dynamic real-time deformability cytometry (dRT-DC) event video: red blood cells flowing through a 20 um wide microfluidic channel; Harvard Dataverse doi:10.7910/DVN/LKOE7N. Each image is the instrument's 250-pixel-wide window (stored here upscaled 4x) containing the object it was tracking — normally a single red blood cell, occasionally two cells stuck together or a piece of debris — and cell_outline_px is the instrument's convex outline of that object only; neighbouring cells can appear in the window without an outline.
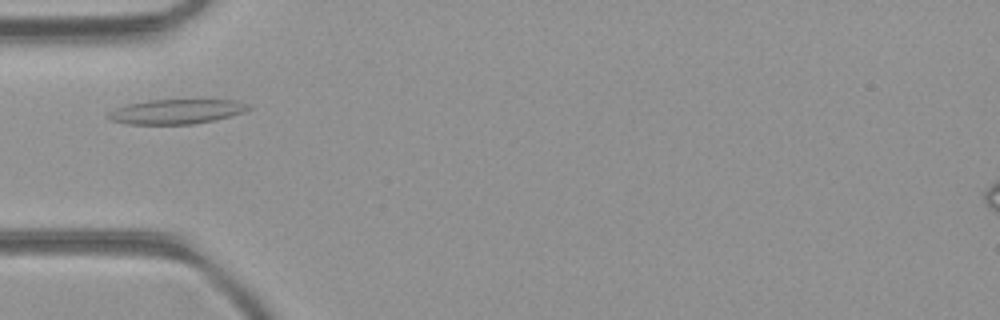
{"species": "common noctule bat (a hibernating species)", "species_latin": "Nyctalus noctula", "temperature_condition": "room temperature", "stored_images_in_passage": 38, "camera_frame_rate_fps": 3000, "um_per_image_px": 0.085, "animal": {"sex": "female", "body_mass_g": 21.9}, "frame": {"image": 1, "passage_image": 5, "time_ms": 1.333, "image_size_px": [1000, 320], "cell_outline_px": [[252, 108], [244, 112], [232, 116], [216, 120], [192, 124], [128, 124], [112, 120], [104, 116], [108, 112], [116, 108], [128, 104], [148, 100], [236, 100], [248, 104]], "centroid_in_image_um": [15.01, 9.49], "position_along_channel_um": 70.0, "area_um2": 20.23}}
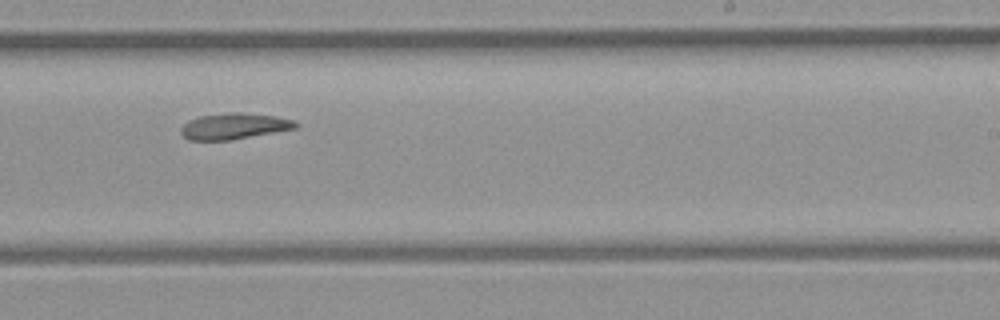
{"frame": {"image": 2, "passage_image": 19, "time_ms": 6.0, "image_size_px": [1000, 320], "cell_outline_px": [[300, 124], [296, 128], [232, 140], [188, 140], [180, 132], [180, 128], [188, 120], [200, 116], [228, 112], [244, 112], [276, 116], [292, 120]], "centroid_in_image_um": [19.89, 10.72], "position_along_channel_um": 269.1, "area_um2": 17.51}}
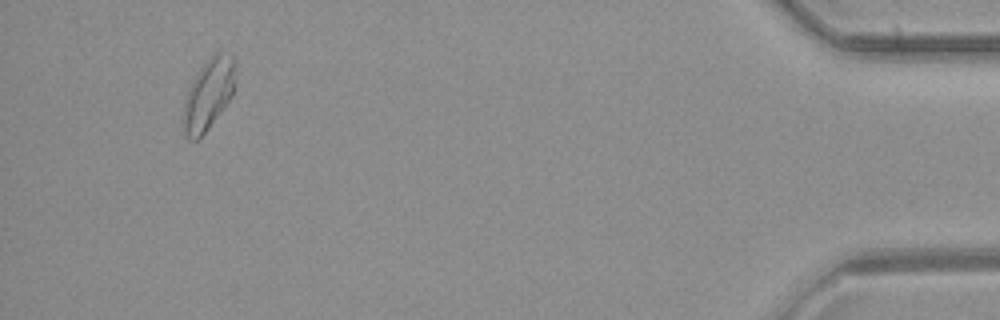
{"frame": {"image": 3, "passage_image": 35, "time_ms": 11.333, "image_size_px": [1000, 320], "cell_outline_px": [[236, 68], [232, 96], [208, 128], [196, 140], [188, 140], [184, 132], [184, 104], [188, 92], [200, 68], [216, 52], [232, 52], [236, 60]], "centroid_in_image_um": [17.77, 7.96], "position_along_channel_um": 417.4, "area_um2": 21.1}}